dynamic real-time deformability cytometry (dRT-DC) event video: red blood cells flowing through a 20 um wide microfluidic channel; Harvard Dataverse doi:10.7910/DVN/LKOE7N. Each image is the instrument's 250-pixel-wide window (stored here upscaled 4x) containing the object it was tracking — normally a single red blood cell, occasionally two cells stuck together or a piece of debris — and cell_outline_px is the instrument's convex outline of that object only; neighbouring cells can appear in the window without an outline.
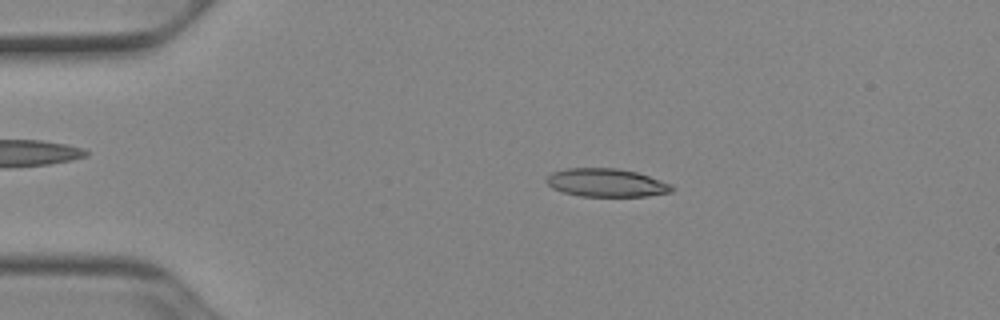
{"species": "Egyptian fruit bat (a non-hibernating species)", "species_latin": "Rousettus aegyptiacus", "temperature_condition": "cold", "stored_images_in_passage": 48, "camera_frame_rate_fps": 3000, "um_per_image_px": 0.085, "animal": {"sex": "female"}, "frame": {"image": 1, "passage_image": 7, "time_ms": 2.0, "image_size_px": [1000, 320], "cell_outline_px": [[676, 188], [672, 192], [648, 196], [580, 196], [564, 192], [552, 188], [544, 180], [552, 172], [564, 168], [616, 168], [636, 172], [672, 184]], "centroid_in_image_um": [51.55, 15.53], "position_along_channel_um": 33.5, "area_um2": 20.69}}
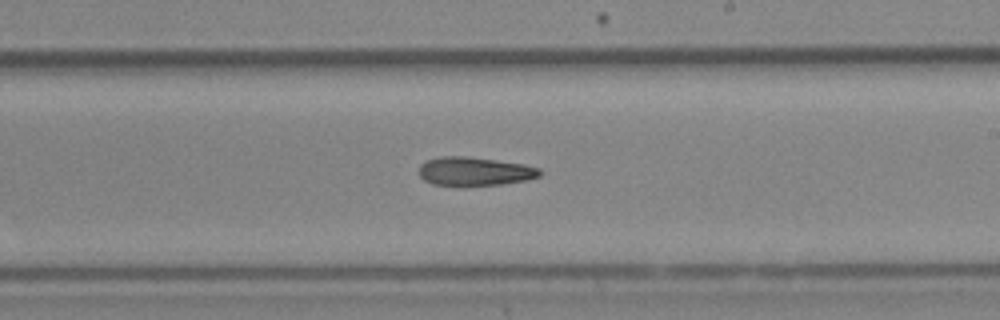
{"frame": {"image": 2, "passage_image": 27, "time_ms": 8.667, "image_size_px": [1000, 320], "cell_outline_px": [[544, 172], [540, 176], [528, 180], [500, 184], [432, 184], [424, 180], [420, 176], [420, 164], [424, 160], [440, 156], [468, 156], [524, 164], [540, 168]], "centroid_in_image_um": [40.37, 14.53], "position_along_channel_um": 248.6, "area_um2": 20.0}}
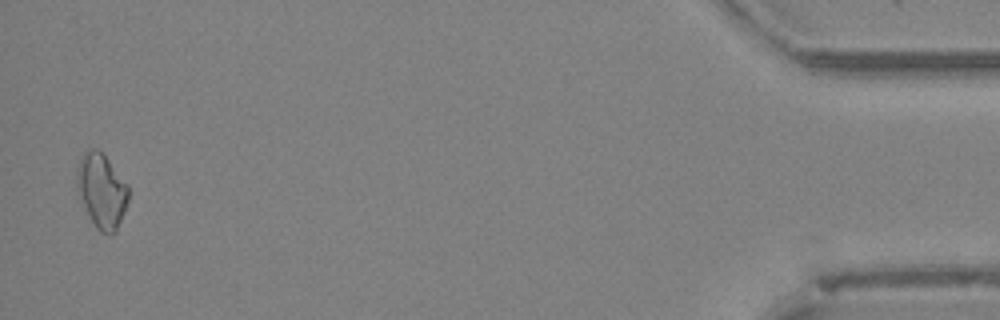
{"frame": {"image": 3, "passage_image": 47, "time_ms": 15.333, "image_size_px": [1000, 320], "cell_outline_px": [[128, 200], [124, 212], [116, 232], [100, 232], [96, 228], [80, 200], [76, 188], [76, 168], [84, 152], [92, 148], [96, 148], [104, 156], [128, 184]], "centroid_in_image_um": [8.61, 16.21], "position_along_channel_um": 426.6, "area_um2": 22.14}}